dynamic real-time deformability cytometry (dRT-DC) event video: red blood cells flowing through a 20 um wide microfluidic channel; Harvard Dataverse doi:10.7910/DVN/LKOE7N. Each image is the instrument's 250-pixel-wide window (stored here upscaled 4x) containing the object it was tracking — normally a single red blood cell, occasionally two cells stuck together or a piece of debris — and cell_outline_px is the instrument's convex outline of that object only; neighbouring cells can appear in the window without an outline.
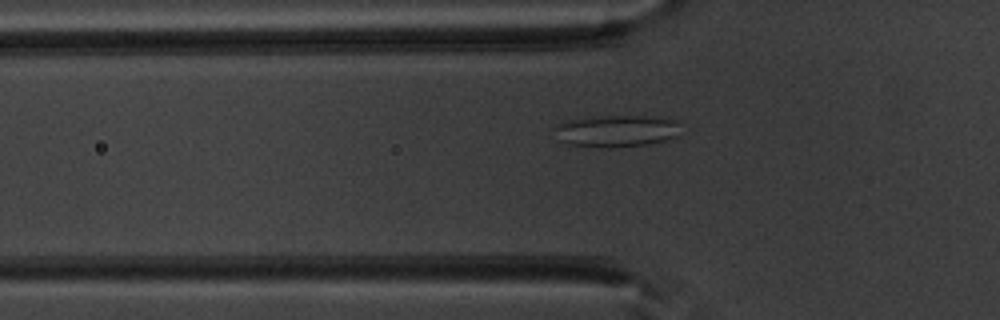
{"species": "common noctule bat (a hibernating species)", "species_latin": "Nyctalus noctula", "temperature_condition": "warm", "stored_images_in_passage": 51, "camera_frame_rate_fps": 3000, "um_per_image_px": 0.085, "animal": {"sex": "male", "body_mass_g": 20.1, "forearm_length_mm": 53.5}, "frame": {"image": 1, "passage_image": 17, "time_ms": 5.333, "image_size_px": [1000, 320], "cell_outline_px": [[680, 136], [648, 144], [612, 148], [604, 148], [568, 144], [560, 140], [552, 128], [568, 120], [600, 116], [640, 116], [672, 120], [676, 124]], "centroid_in_image_um": [52.34, 11.15], "position_along_channel_um": 73.5, "area_um2": 23.12}}
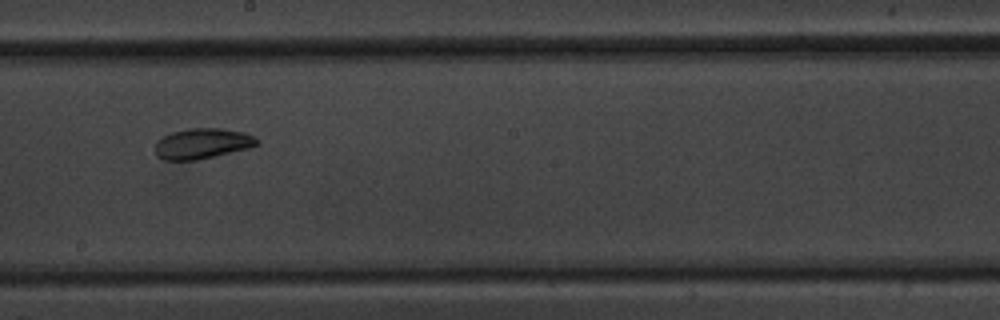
{"frame": {"image": 2, "passage_image": 29, "time_ms": 9.333, "image_size_px": [1000, 320], "cell_outline_px": [[260, 144], [248, 148], [196, 160], [164, 160], [156, 156], [156, 140], [172, 132], [188, 128], [220, 128], [244, 132], [260, 140]], "centroid_in_image_um": [17.19, 12.19], "position_along_channel_um": 231.0, "area_um2": 18.03}}
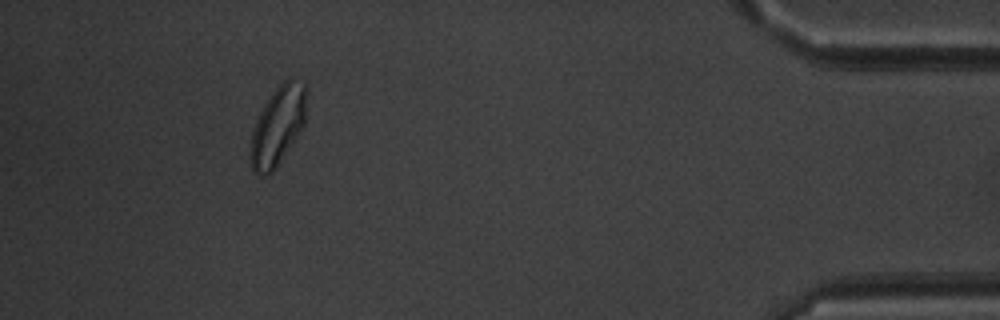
{"frame": {"image": 3, "passage_image": 47, "time_ms": 15.333, "image_size_px": [1000, 320], "cell_outline_px": [[308, 92], [304, 128], [276, 168], [272, 172], [264, 176], [260, 176], [252, 172], [248, 156], [252, 132], [256, 120], [264, 104], [272, 92], [284, 80], [292, 76], [308, 84]], "centroid_in_image_um": [23.64, 10.69], "position_along_channel_um": 411.6, "area_um2": 26.82}, "authors_computed_cell_mechanics": {"area_um2": 23.12, "velocity_mm_per_s": 3.92, "shape_relaxation_time_tau1_ms": 7.4237, "shape_relaxation_time_tau2_ms": 2.0518, "deformation_change_tau1": 0.1187, "deformation_change_tau2": 0.073}}